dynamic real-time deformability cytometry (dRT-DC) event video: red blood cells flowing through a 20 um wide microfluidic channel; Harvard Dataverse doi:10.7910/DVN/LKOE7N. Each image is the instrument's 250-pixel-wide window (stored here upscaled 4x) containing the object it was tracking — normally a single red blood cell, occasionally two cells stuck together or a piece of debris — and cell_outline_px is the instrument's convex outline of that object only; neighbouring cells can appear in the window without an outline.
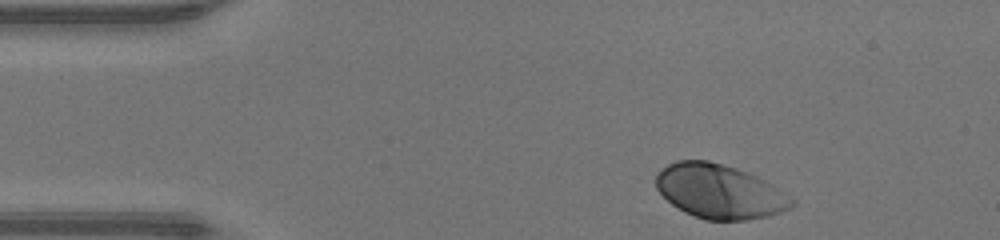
{"species": "human", "species_latin": "Homo sapiens", "temperature_condition": "warm", "stored_images_in_passage": 42, "camera_frame_rate_fps": 3000, "um_per_image_px": 0.085, "donor": {"sex": "male"}, "frame": {"image": 1, "passage_image": 1, "time_ms": 0.0, "image_size_px": [1000, 240], "cell_outline_px": [[796, 204], [780, 212], [768, 216], [748, 220], [704, 220], [684, 212], [672, 204], [656, 188], [656, 172], [668, 164], [676, 160], [708, 160], [736, 168], [748, 172], [780, 188], [796, 200]], "centroid_in_image_um": [61.17, 16.27], "position_along_channel_um": 23.8, "area_um2": 43.06}}
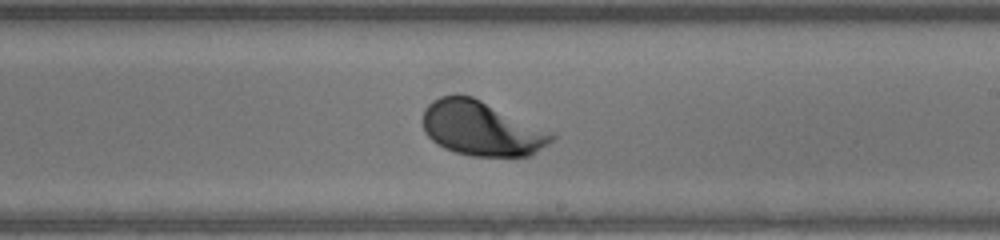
{"frame": {"image": 2, "passage_image": 22, "time_ms": 7.0, "image_size_px": [1000, 240], "cell_outline_px": [[556, 136], [548, 144], [532, 156], [472, 156], [456, 152], [444, 148], [436, 144], [424, 132], [420, 120], [424, 108], [432, 100], [440, 96], [472, 96], [556, 132]], "centroid_in_image_um": [40.94, 10.92], "position_along_channel_um": 248.1, "area_um2": 41.56}}
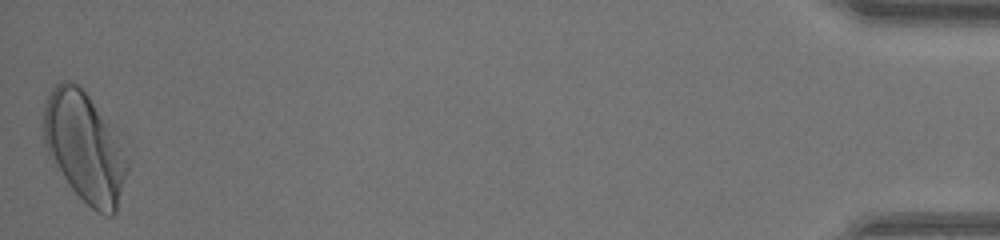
{"frame": {"image": 3, "passage_image": 42, "time_ms": 13.667, "image_size_px": [1000, 240], "cell_outline_px": [[128, 168], [116, 212], [112, 216], [104, 216], [96, 212], [72, 188], [48, 156], [44, 144], [44, 104], [52, 88], [56, 84], [64, 80], [72, 80], [88, 96], [116, 136], [128, 160]], "centroid_in_image_um": [7.16, 12.55], "position_along_channel_um": 428.0, "area_um2": 52.48}}